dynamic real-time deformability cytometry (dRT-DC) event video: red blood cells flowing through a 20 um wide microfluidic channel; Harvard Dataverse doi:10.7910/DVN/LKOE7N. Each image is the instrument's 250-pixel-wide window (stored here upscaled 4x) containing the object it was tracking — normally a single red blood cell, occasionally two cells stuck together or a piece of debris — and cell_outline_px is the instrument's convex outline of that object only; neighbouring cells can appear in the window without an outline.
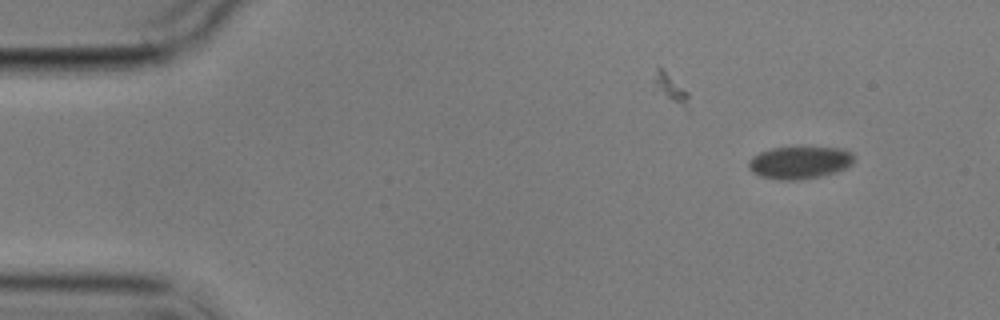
{"species": "common noctule bat (a hibernating species)", "species_latin": "Nyctalus noctula", "temperature_condition": "cold", "stored_images_in_passage": 4, "camera_frame_rate_fps": 3000, "um_per_image_px": 0.085, "animal": {"sex": "male", "body_mass_g": 17.9}, "frame": {"image": 1, "passage_image": 1, "time_ms": 0.0, "image_size_px": [1000, 320], "cell_outline_px": [[856, 156], [852, 164], [836, 172], [820, 176], [800, 180], [776, 180], [760, 176], [752, 172], [748, 168], [748, 160], [752, 156], [760, 152], [772, 148], [840, 148], [852, 152]], "centroid_in_image_um": [67.95, 13.83], "position_along_channel_um": 17.0, "area_um2": 20.0}}